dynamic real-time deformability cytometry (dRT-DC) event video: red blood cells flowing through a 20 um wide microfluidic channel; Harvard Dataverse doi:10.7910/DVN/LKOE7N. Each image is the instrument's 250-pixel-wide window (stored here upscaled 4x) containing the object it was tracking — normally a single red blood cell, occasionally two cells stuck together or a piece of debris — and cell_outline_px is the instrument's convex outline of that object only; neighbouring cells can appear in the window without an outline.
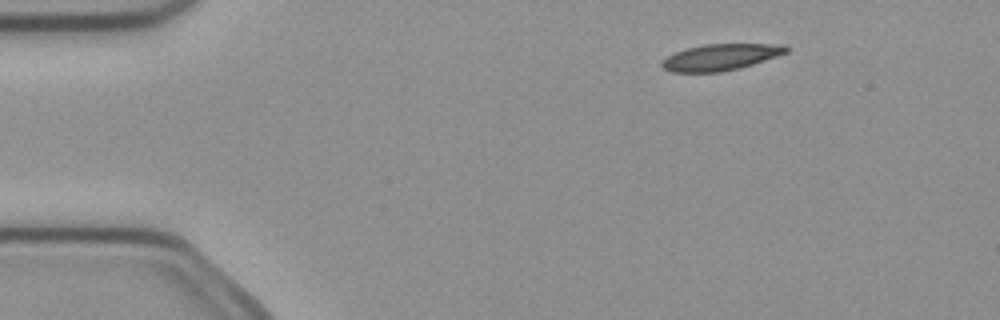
{"species": "common noctule bat (a hibernating species)", "species_latin": "Nyctalus noctula", "temperature_condition": "cold", "stored_images_in_passage": 5, "camera_frame_rate_fps": 3000, "um_per_image_px": 0.085, "animal": {"sex": "female", "body_mass_g": 21.9}, "frame": {"image": 1, "passage_image": 2, "time_ms": 0.333, "image_size_px": [1000, 320], "cell_outline_px": [[788, 52], [752, 64], [720, 72], [672, 72], [664, 68], [660, 64], [668, 56], [676, 52], [688, 48], [704, 44], [784, 44], [788, 48]], "centroid_in_image_um": [61.25, 4.85], "position_along_channel_um": 23.7, "area_um2": 18.73}}